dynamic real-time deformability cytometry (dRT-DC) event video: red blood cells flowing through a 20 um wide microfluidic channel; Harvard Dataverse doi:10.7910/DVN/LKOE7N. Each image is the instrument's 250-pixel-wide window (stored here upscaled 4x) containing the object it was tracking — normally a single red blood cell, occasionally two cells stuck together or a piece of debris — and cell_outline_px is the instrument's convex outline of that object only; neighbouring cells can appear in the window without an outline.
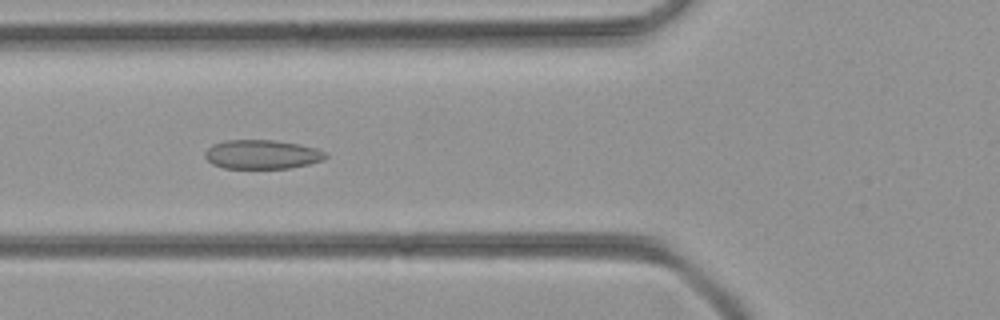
{"species": "common noctule bat (a hibernating species)", "species_latin": "Nyctalus noctula", "temperature_condition": "room temperature", "stored_images_in_passage": 40, "camera_frame_rate_fps": 3000, "um_per_image_px": 0.085, "animal": {"sex": "female", "body_mass_g": 21.9}, "frame": {"image": 1, "passage_image": 10, "time_ms": 3.0, "image_size_px": [1000, 320], "cell_outline_px": [[328, 156], [324, 160], [308, 164], [288, 168], [224, 168], [212, 164], [204, 156], [204, 152], [212, 144], [224, 140], [276, 140], [300, 144], [316, 148], [328, 152]], "centroid_in_image_um": [22.28, 13.11], "position_along_channel_um": 103.5, "area_um2": 20.63}}
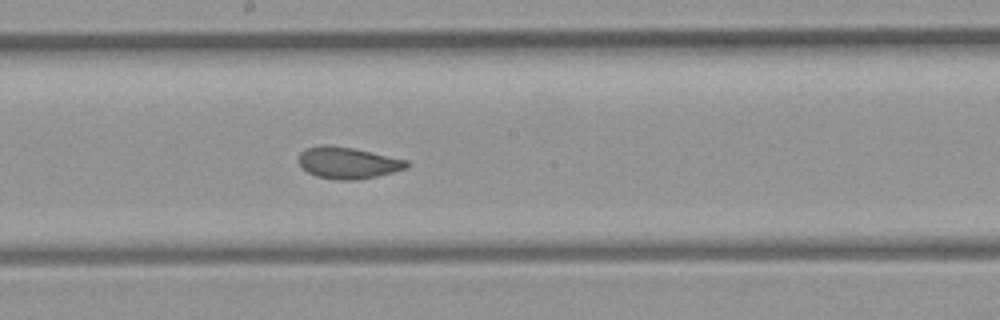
{"frame": {"image": 2, "passage_image": 18, "time_ms": 5.667, "image_size_px": [1000, 320], "cell_outline_px": [[408, 168], [376, 176], [356, 180], [336, 180], [316, 176], [300, 168], [296, 160], [300, 152], [308, 148], [320, 144], [328, 144], [352, 148], [408, 160]], "centroid_in_image_um": [29.5, 13.84], "position_along_channel_um": 218.7, "area_um2": 20.06}}
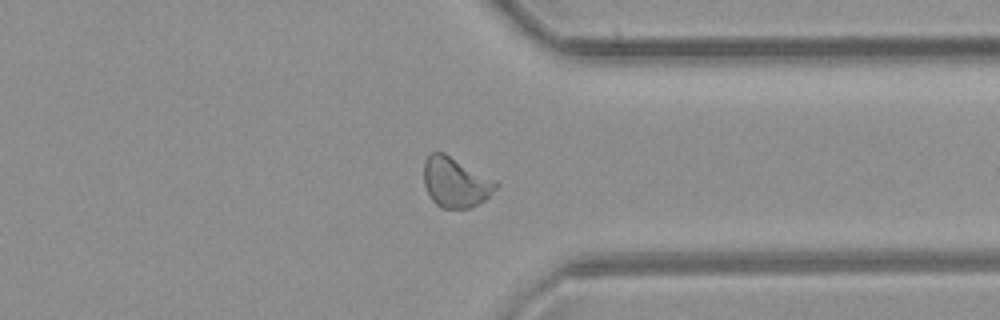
{"frame": {"image": 3, "passage_image": 29, "time_ms": 9.333, "image_size_px": [1000, 320], "cell_outline_px": [[500, 184], [484, 200], [472, 208], [444, 208], [436, 204], [432, 200], [424, 184], [424, 160], [432, 152], [444, 152], [496, 180]], "centroid_in_image_um": [38.72, 15.48], "position_along_channel_um": 372.7, "area_um2": 20.98}}